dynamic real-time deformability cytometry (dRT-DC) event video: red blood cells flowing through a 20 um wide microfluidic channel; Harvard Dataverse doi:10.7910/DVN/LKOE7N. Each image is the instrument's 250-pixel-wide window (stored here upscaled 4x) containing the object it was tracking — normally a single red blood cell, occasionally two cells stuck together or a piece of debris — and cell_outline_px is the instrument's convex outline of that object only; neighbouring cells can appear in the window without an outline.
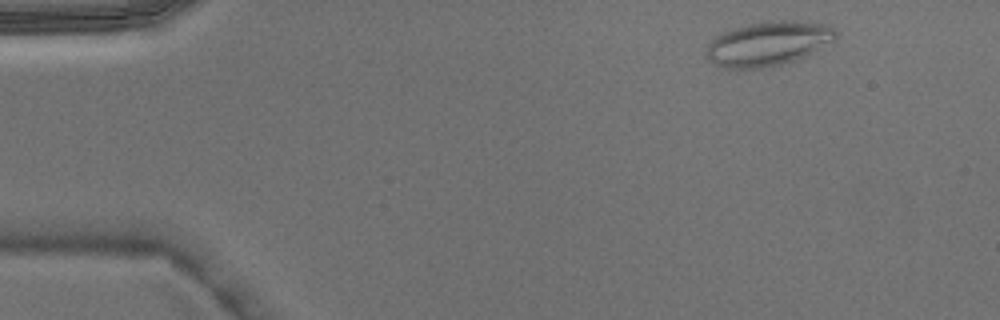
{"species": "Egyptian fruit bat (a non-hibernating species)", "species_latin": "Rousettus aegyptiacus", "temperature_condition": "warm", "stored_images_in_passage": 3, "camera_frame_rate_fps": 3000, "um_per_image_px": 0.085, "animal": {"sex": "male"}, "frame": {"image": 1, "passage_image": 1, "time_ms": 0.0, "image_size_px": [1000, 320], "cell_outline_px": [[840, 32], [836, 40], [804, 56], [768, 68], [720, 68], [708, 60], [704, 56], [704, 52], [708, 44], [716, 36], [732, 28], [748, 24], [768, 20], [792, 20], [828, 24]], "centroid_in_image_um": [65.29, 3.69], "position_along_channel_um": 19.7, "area_um2": 33.87}}